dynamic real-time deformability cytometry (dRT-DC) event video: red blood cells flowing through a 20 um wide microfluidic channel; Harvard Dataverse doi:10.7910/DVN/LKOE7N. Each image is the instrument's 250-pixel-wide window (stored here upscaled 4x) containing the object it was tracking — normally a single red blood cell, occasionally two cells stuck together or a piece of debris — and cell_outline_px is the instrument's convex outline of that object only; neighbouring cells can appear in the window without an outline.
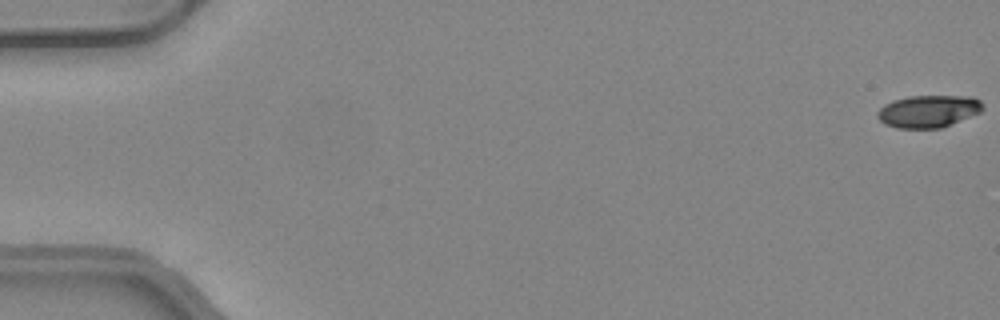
{"species": "common noctule bat (a hibernating species)", "species_latin": "Nyctalus noctula", "temperature_condition": "warm", "stored_images_in_passage": 51, "camera_frame_rate_fps": 3000, "um_per_image_px": 0.085, "animal": {"sex": "female", "body_mass_g": 24.6, "forearm_length_mm": 56.2}, "frame": {"image": 1, "passage_image": 1, "time_ms": 0.0, "image_size_px": [1000, 320], "cell_outline_px": [[984, 108], [980, 112], [940, 128], [896, 128], [884, 124], [876, 116], [876, 112], [884, 104], [892, 100], [908, 96], [972, 96], [980, 100]], "centroid_in_image_um": [78.87, 9.45], "position_along_channel_um": 6.1, "area_um2": 19.88}}
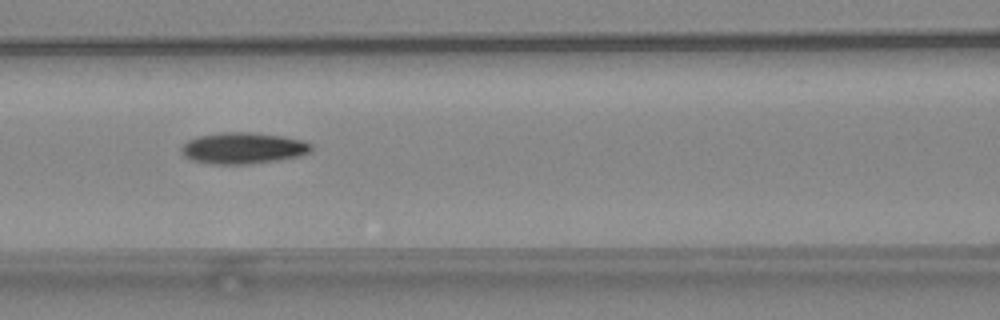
{"frame": {"image": 2, "passage_image": 23, "time_ms": 7.333, "image_size_px": [1000, 320], "cell_outline_px": [[312, 148], [308, 152], [300, 156], [276, 160], [248, 164], [208, 164], [192, 160], [184, 156], [180, 152], [180, 148], [188, 140], [200, 136], [220, 132], [252, 132], [284, 136], [304, 140], [312, 144]], "centroid_in_image_um": [20.65, 12.59], "position_along_channel_um": 145.9, "area_um2": 23.81}}
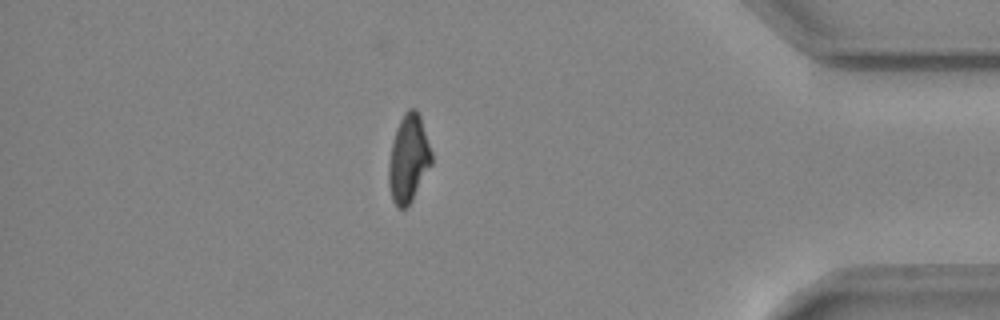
{"frame": {"image": 3, "passage_image": 44, "time_ms": 14.333, "image_size_px": [1000, 320], "cell_outline_px": [[432, 164], [412, 200], [404, 208], [396, 208], [392, 200], [388, 184], [388, 164], [392, 144], [396, 128], [404, 112], [408, 108], [416, 108], [420, 116], [432, 152]], "centroid_in_image_um": [34.72, 13.49], "position_along_channel_um": 400.5, "area_um2": 21.96}, "authors_computed_cell_mechanics": {"area_um2": 22.1374, "velocity_mm_per_s": 4.1789, "shape_relaxation_time_tau1_ms": 6.9216, "shape_relaxation_time_tau2_ms": null, "deformation_change_tau1": 0.2099, "deformation_change_tau2": null}}